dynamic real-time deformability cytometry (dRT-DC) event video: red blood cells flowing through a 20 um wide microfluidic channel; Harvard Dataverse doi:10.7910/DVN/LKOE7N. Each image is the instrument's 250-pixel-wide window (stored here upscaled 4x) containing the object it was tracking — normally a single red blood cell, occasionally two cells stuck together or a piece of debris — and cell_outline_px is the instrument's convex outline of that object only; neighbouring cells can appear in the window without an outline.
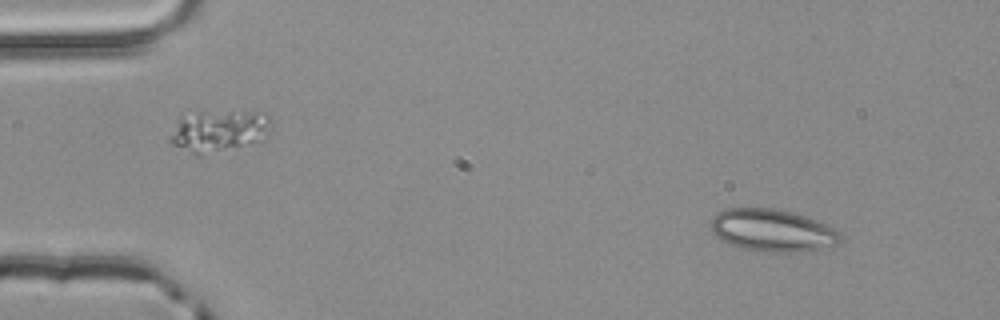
{"species": "common noctule bat (a hibernating species)", "species_latin": "Nyctalus noctula", "temperature_condition": "room temperature", "stored_images_in_passage": 3, "camera_frame_rate_fps": 3000, "um_per_image_px": 0.085, "animal": {"sex": "male", "body_mass_g": 20.4}, "frame": {"image": 1, "passage_image": 1, "time_ms": 0.0, "image_size_px": [1000, 320], "cell_outline_px": [[840, 240], [836, 244], [804, 252], [764, 252], [740, 248], [720, 240], [712, 232], [712, 216], [716, 212], [724, 208], [772, 208], [792, 212], [816, 220], [836, 228], [840, 232]], "centroid_in_image_um": [65.62, 19.58], "position_along_channel_um": 19.4, "area_um2": 32.14}}